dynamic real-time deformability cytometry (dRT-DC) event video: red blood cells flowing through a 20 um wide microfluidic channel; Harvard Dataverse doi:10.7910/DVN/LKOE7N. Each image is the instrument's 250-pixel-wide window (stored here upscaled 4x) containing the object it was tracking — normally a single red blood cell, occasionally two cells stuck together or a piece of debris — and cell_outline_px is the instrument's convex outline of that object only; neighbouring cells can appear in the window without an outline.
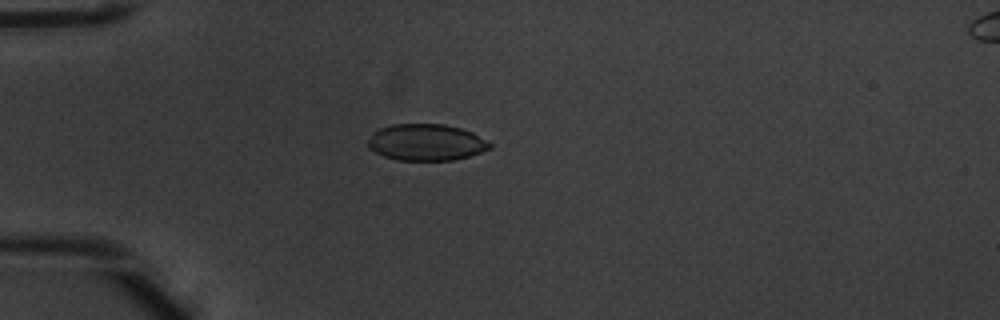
{"species": "common noctule bat (a hibernating species)", "species_latin": "Nyctalus noctula", "temperature_condition": "warm", "stored_images_in_passage": 4, "camera_frame_rate_fps": 3000, "um_per_image_px": 0.085, "animal": {"sex": "male", "body_mass_g": 20.1, "forearm_length_mm": 53.5}, "frame": {"image": 1, "passage_image": 3, "time_ms": 0.667, "image_size_px": [1000, 320], "cell_outline_px": [[492, 148], [468, 156], [452, 160], [396, 160], [384, 156], [368, 148], [368, 140], [372, 132], [380, 128], [392, 124], [444, 124], [460, 128], [472, 132], [492, 144]], "centroid_in_image_um": [36.2, 12.09], "position_along_channel_um": 48.8, "area_um2": 25.89}}